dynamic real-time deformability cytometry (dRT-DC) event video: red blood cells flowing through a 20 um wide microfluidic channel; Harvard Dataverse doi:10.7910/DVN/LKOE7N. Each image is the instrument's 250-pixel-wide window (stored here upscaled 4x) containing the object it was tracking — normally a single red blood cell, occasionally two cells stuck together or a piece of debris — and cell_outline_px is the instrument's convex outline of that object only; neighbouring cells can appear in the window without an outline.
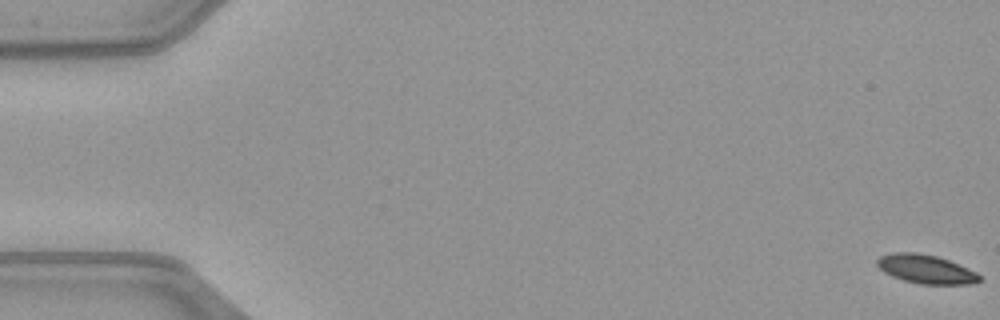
{"species": "common noctule bat (a hibernating species)", "species_latin": "Nyctalus noctula", "temperature_condition": "warm", "stored_images_in_passage": 52, "camera_frame_rate_fps": 3000, "um_per_image_px": 0.085, "animal": {"sex": "female", "body_mass_g": 21.9}, "frame": {"image": 1, "passage_image": 1, "time_ms": 0.0, "image_size_px": [1000, 320], "cell_outline_px": [[980, 280], [976, 284], [920, 284], [904, 280], [892, 276], [884, 272], [876, 264], [876, 260], [880, 256], [892, 252], [916, 252], [936, 256], [948, 260], [968, 268], [976, 272], [980, 276]], "centroid_in_image_um": [78.69, 22.87], "position_along_channel_um": 6.3, "area_um2": 17.17}}
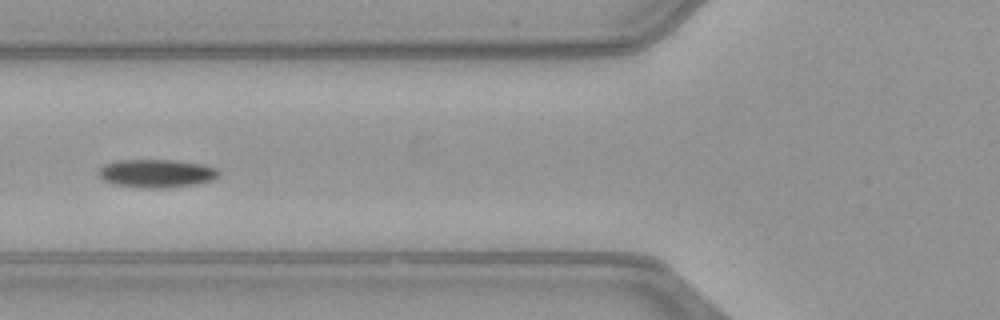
{"frame": {"image": 2, "passage_image": 21, "time_ms": 6.667, "image_size_px": [1000, 320], "cell_outline_px": [[220, 176], [212, 180], [196, 184], [168, 188], [148, 188], [116, 184], [104, 180], [96, 176], [96, 172], [104, 164], [116, 160], [172, 160], [204, 164], [216, 168], [220, 172]], "centroid_in_image_um": [13.3, 14.73], "position_along_channel_um": 112.5, "area_um2": 19.94}}
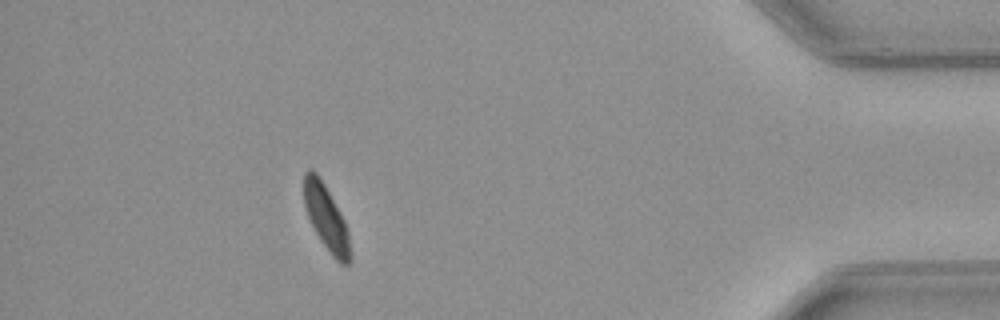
{"frame": {"image": 3, "passage_image": 47, "time_ms": 15.333, "image_size_px": [1000, 320], "cell_outline_px": [[352, 260], [348, 264], [340, 264], [332, 256], [320, 240], [308, 216], [304, 204], [304, 172], [308, 168], [316, 172], [324, 184], [340, 212], [344, 220], [348, 232], [352, 256]], "centroid_in_image_um": [27.74, 18.54], "position_along_channel_um": 407.5, "area_um2": 17.46}, "authors_computed_cell_mechanics": {"area_um2": 18.5827, "velocity_mm_per_s": 4.0327, "shape_relaxation_time_tau1_ms": 2.3435, "shape_relaxation_time_tau2_ms": 6.6939, "deformation_change_tau1": 0.1034, "deformation_change_tau2": 0.1001}}